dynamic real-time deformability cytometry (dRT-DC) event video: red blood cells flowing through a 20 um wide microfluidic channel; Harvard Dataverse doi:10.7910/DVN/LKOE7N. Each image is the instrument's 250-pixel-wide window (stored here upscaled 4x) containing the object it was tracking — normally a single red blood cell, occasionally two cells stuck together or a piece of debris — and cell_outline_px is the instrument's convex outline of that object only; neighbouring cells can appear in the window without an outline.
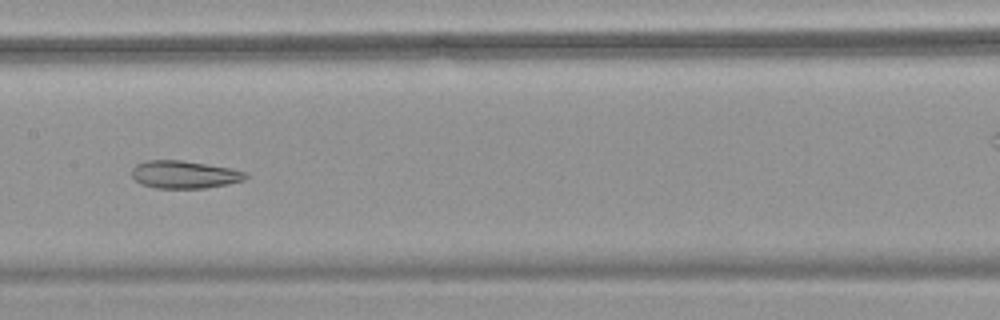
{"species": "common noctule bat (a hibernating species)", "species_latin": "Nyctalus noctula", "temperature_condition": "warm", "stored_images_in_passage": 50, "camera_frame_rate_fps": 3000, "um_per_image_px": 0.085, "animal": {"sex": "female", "body_mass_g": 18.4}, "frame": {"image": 1, "passage_image": 26, "time_ms": 8.333, "image_size_px": [1000, 320], "cell_outline_px": [[248, 176], [244, 180], [228, 184], [204, 188], [156, 188], [140, 184], [132, 176], [132, 168], [136, 164], [148, 160], [180, 160], [232, 168], [244, 172]], "centroid_in_image_um": [15.65, 14.84], "position_along_channel_um": 191.7, "area_um2": 18.32}}
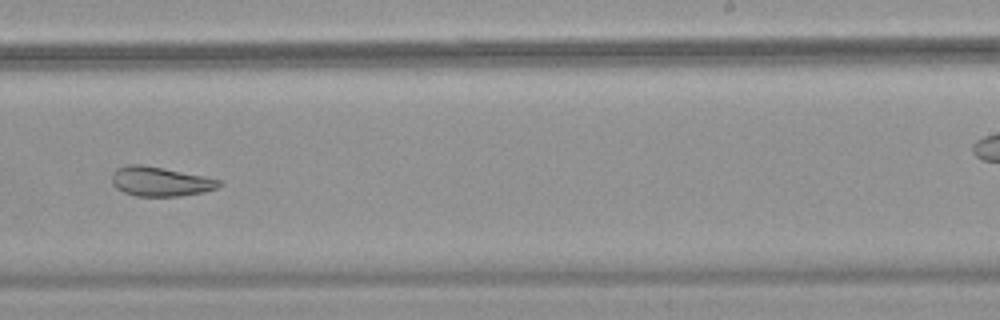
{"frame": {"image": 2, "passage_image": 32, "time_ms": 10.333, "image_size_px": [1000, 320], "cell_outline_px": [[224, 184], [216, 188], [204, 192], [180, 196], [136, 196], [124, 192], [116, 188], [112, 184], [112, 172], [116, 168], [128, 164], [140, 164], [164, 168], [204, 176], [220, 180]], "centroid_in_image_um": [13.61, 15.42], "position_along_channel_um": 275.4, "area_um2": 18.5}}
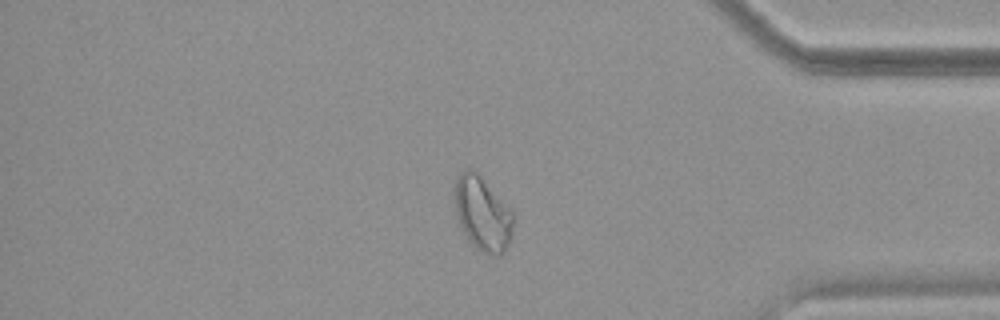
{"frame": {"image": 3, "passage_image": 42, "time_ms": 13.667, "image_size_px": [1000, 320], "cell_outline_px": [[516, 212], [512, 236], [504, 252], [500, 256], [496, 256], [480, 252], [468, 240], [456, 216], [456, 176], [464, 168], [472, 168]], "centroid_in_image_um": [41.07, 18.18], "position_along_channel_um": 394.1, "area_um2": 25.72}}